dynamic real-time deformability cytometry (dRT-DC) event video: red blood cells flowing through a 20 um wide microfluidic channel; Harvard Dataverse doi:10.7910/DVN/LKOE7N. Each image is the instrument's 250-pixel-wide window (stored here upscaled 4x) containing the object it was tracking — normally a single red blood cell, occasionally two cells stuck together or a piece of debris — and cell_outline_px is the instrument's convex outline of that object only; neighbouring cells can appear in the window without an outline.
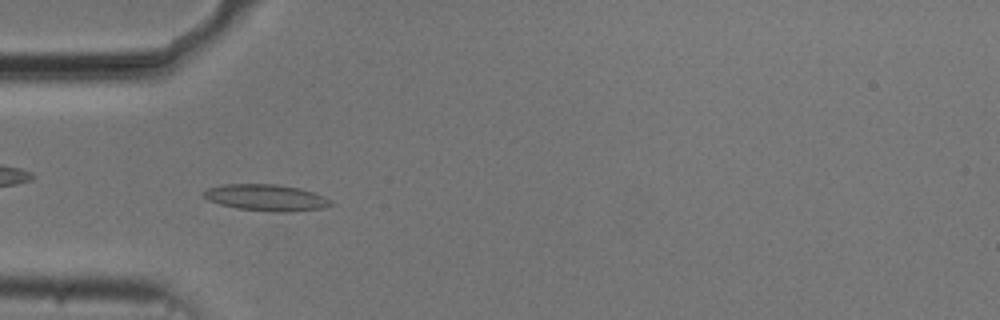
{"species": "common noctule bat (a hibernating species)", "species_latin": "Nyctalus noctula", "temperature_condition": "cold", "stored_images_in_passage": 40, "camera_frame_rate_fps": 3000, "um_per_image_px": 0.085, "animal": {"sex": "male", "body_mass_g": 20.5, "forearm_length_mm": 52.5}, "frame": {"image": 1, "passage_image": 3, "time_ms": 0.667, "image_size_px": [1000, 320], "cell_outline_px": [[332, 204], [324, 208], [292, 212], [272, 212], [236, 208], [220, 204], [208, 200], [204, 196], [204, 192], [208, 188], [224, 184], [276, 184], [300, 188], [324, 196]], "centroid_in_image_um": [22.63, 16.8], "position_along_channel_um": 62.4, "area_um2": 19.54}}
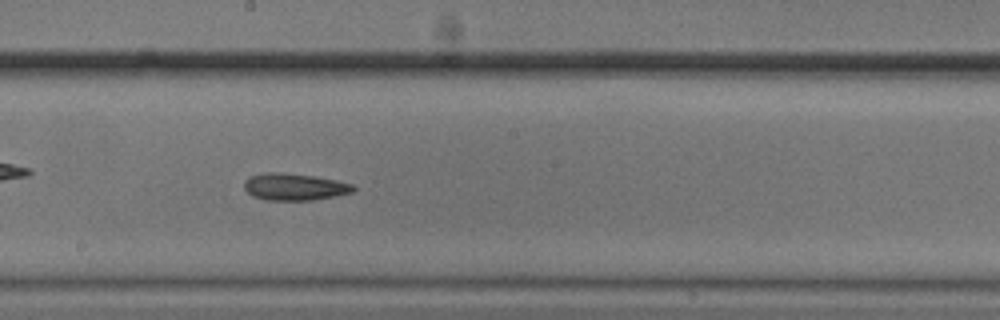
{"frame": {"image": 2, "passage_image": 16, "time_ms": 5.0, "image_size_px": [1000, 320], "cell_outline_px": [[356, 188], [352, 192], [336, 196], [312, 200], [264, 200], [252, 196], [244, 188], [244, 180], [248, 176], [268, 172], [280, 172], [312, 176], [336, 180], [352, 184]], "centroid_in_image_um": [24.99, 15.88], "position_along_channel_um": 223.2, "area_um2": 17.17}}
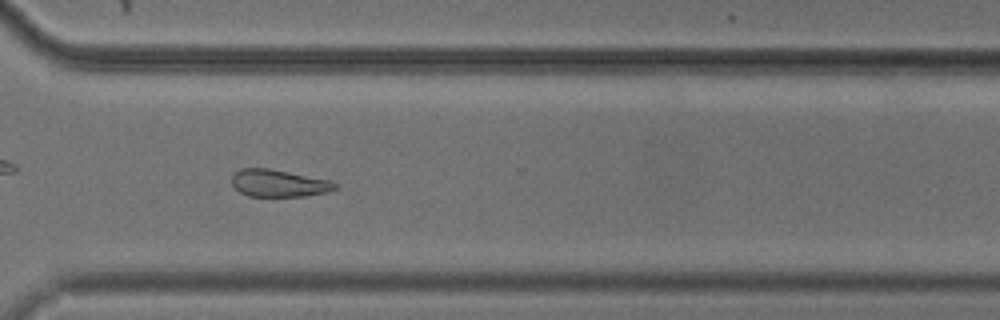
{"frame": {"image": 3, "passage_image": 26, "time_ms": 8.333, "image_size_px": [1000, 320], "cell_outline_px": [[340, 184], [336, 188], [324, 192], [304, 196], [248, 196], [240, 192], [232, 184], [232, 176], [240, 168], [268, 168], [332, 180]], "centroid_in_image_um": [23.71, 15.56], "position_along_channel_um": 346.9, "area_um2": 16.36}, "authors_computed_cell_mechanics": {"area_um2": 17.1666, "velocity_mm_per_s": 3.7299, "shape_relaxation_time_tau1_ms": 7.1207, "shape_relaxation_time_tau2_ms": 8.488, "deformation_change_tau1": 0.1349, "deformation_change_tau2": 0.1648}}